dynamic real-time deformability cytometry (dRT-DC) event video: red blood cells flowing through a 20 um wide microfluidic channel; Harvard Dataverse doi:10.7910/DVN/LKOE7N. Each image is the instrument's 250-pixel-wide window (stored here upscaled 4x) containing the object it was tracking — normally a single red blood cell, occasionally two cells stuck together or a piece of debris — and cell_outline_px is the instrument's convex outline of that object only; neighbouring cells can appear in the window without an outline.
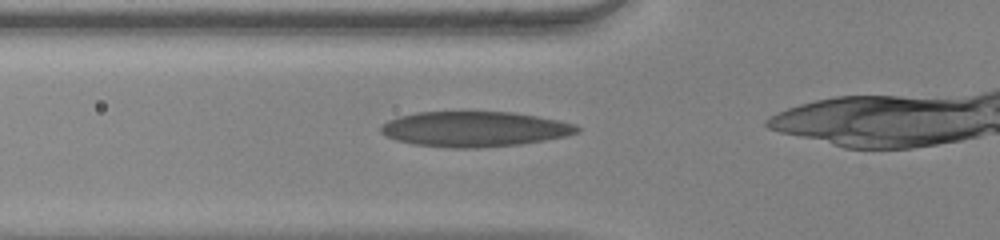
{"species": "human", "species_latin": "Homo sapiens", "temperature_condition": "warm", "stored_images_in_passage": 26, "camera_frame_rate_fps": 3000, "um_per_image_px": 0.085, "donor": {"sex": "female"}, "frame": {"image": 1, "passage_image": 2, "time_ms": 0.333, "image_size_px": [1000, 240], "cell_outline_px": [[580, 132], [568, 136], [520, 144], [476, 148], [452, 148], [412, 144], [396, 140], [380, 132], [380, 124], [388, 120], [400, 116], [416, 112], [512, 112], [536, 116], [576, 124], [580, 128]], "centroid_in_image_um": [40.32, 10.97], "position_along_channel_um": 85.5, "area_um2": 40.34}}
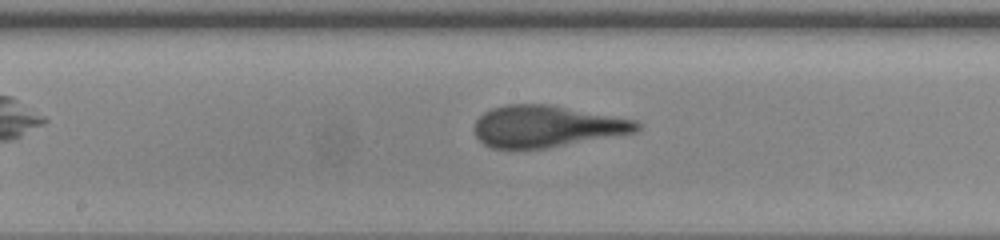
{"frame": {"image": 2, "passage_image": 11, "time_ms": 3.333, "image_size_px": [1000, 240], "cell_outline_px": [[640, 128], [636, 132], [544, 148], [492, 148], [484, 144], [476, 136], [472, 128], [476, 120], [484, 112], [492, 108], [508, 104], [548, 104], [636, 120], [640, 124]], "centroid_in_image_um": [46.42, 10.73], "position_along_channel_um": 201.8, "area_um2": 39.07}}
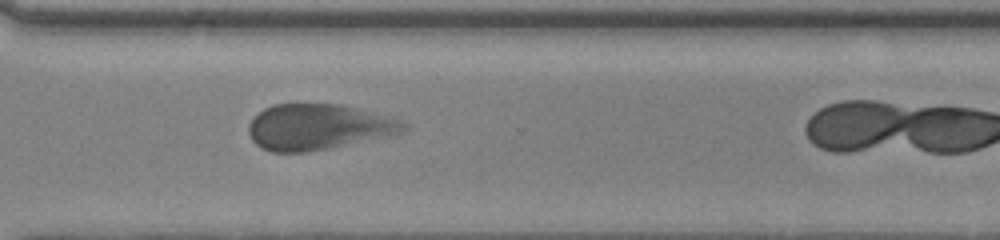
{"frame": {"image": 3, "passage_image": 22, "time_ms": 7.0, "image_size_px": [1000, 240], "cell_outline_px": [[408, 128], [404, 132], [328, 148], [304, 152], [272, 152], [260, 148], [252, 140], [248, 132], [248, 124], [264, 108], [272, 104], [340, 104], [392, 116], [408, 124]], "centroid_in_image_um": [27.05, 10.78], "position_along_channel_um": 343.5, "area_um2": 41.21}}